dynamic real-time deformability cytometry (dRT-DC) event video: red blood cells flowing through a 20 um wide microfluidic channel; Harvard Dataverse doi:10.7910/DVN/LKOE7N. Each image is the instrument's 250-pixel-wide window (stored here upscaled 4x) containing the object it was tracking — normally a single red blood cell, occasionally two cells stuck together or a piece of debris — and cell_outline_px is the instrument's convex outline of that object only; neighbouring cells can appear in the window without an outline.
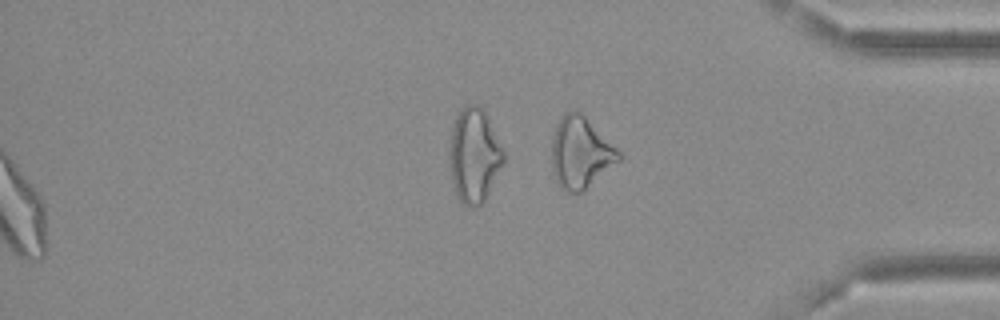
{"species": "Egyptian fruit bat (a non-hibernating species)", "species_latin": "Rousettus aegyptiacus", "temperature_condition": "cold", "stored_images_in_passage": 57, "segment_of_instrument_passage": [2, 2], "camera_frame_rate_fps": 3000, "um_per_image_px": 0.085, "frame": {"image": 1, "passage_image": 57, "time_ms": 18.667, "image_size_px": [1000, 320], "cell_outline_px": [[620, 160], [580, 192], [564, 192], [560, 188], [552, 172], [552, 136], [556, 124], [560, 116], [564, 112], [580, 112], [620, 152]], "centroid_in_image_um": [49.29, 12.98], "position_along_channel_um": 385.9, "area_um2": 27.34}}